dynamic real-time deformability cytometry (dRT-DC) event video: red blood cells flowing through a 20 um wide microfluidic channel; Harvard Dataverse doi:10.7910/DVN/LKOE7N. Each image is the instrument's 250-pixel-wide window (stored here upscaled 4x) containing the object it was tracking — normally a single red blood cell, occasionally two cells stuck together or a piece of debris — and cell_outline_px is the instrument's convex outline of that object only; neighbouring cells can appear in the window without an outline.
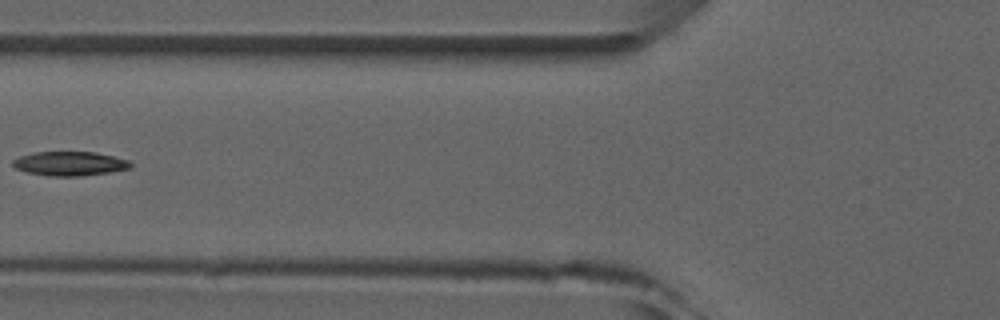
{"species": "common noctule bat (a hibernating species)", "species_latin": "Nyctalus noctula", "temperature_condition": "room temperature", "stored_images_in_passage": 8, "camera_frame_rate_fps": 3000, "um_per_image_px": 0.085, "animal": {"sex": "male", "forearm_length_mm": 52.5}, "frame": {"image": 1, "passage_image": 6, "time_ms": 6.0, "image_size_px": [1000, 320], "cell_outline_px": [[132, 168], [108, 172], [80, 176], [48, 176], [28, 172], [16, 168], [12, 164], [12, 160], [20, 156], [32, 152], [96, 152], [128, 160], [132, 164]], "centroid_in_image_um": [5.92, 13.9], "position_along_channel_um": 119.9, "area_um2": 16.53}}
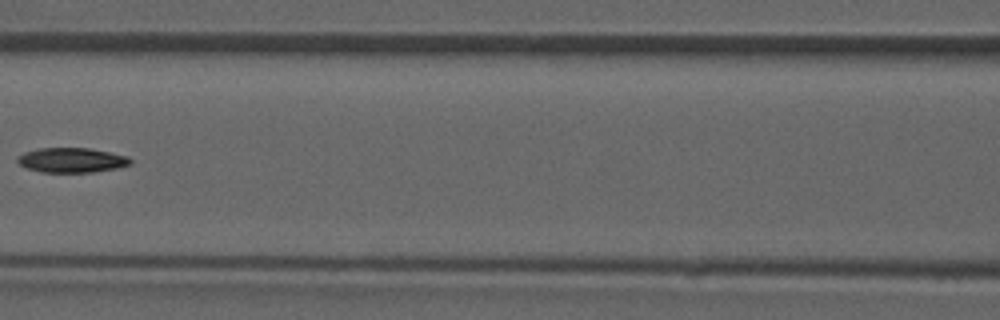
{"frame": {"image": 2, "passage_image": 7, "time_ms": 7.0, "image_size_px": [1000, 320], "cell_outline_px": [[132, 164], [116, 168], [92, 172], [40, 172], [28, 168], [20, 164], [16, 160], [16, 156], [24, 152], [40, 148], [88, 148], [128, 156], [132, 160]], "centroid_in_image_um": [6.08, 13.61], "position_along_channel_um": 160.5, "area_um2": 16.24}}